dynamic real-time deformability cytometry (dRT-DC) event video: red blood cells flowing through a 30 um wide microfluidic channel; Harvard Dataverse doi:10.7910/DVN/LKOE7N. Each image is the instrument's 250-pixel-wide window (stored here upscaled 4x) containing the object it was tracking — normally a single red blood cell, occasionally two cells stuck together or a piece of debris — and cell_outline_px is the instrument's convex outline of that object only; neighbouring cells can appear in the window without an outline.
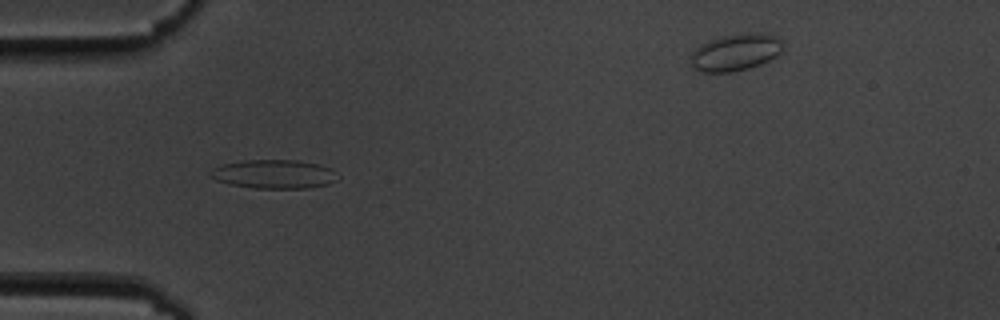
{"species": "common noctule bat (a hibernating species)", "species_latin": "Nyctalus noctula", "temperature_condition": "cold", "stored_images_in_passage": 5, "camera_frame_rate_fps": 3000, "um_per_image_px": 0.085, "animal": {"sex": "male", "body_mass_g": 19.5, "forearm_length_mm": 54.6}, "frame": {"image": 1, "passage_image": 4, "time_ms": 4.333, "image_size_px": [1000, 320], "cell_outline_px": [[340, 180], [328, 184], [308, 188], [252, 188], [228, 184], [216, 180], [208, 176], [208, 172], [212, 168], [224, 164], [244, 160], [296, 160], [320, 164], [332, 168], [340, 176]], "centroid_in_image_um": [23.32, 14.8], "position_along_channel_um": 61.7, "area_um2": 21.79}}